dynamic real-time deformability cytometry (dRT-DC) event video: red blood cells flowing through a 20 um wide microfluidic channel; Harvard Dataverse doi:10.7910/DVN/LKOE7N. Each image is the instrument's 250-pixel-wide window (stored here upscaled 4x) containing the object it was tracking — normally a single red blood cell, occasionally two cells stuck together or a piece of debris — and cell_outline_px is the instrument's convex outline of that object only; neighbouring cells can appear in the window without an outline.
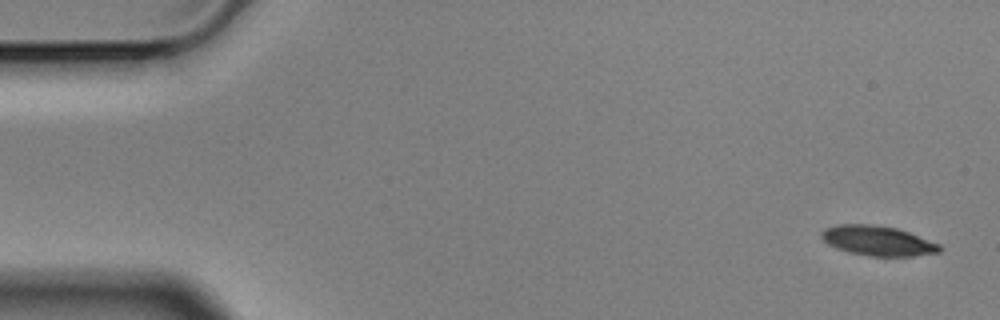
{"species": "Egyptian fruit bat (a non-hibernating species)", "species_latin": "Rousettus aegyptiacus", "temperature_condition": "cold", "stored_images_in_passage": 4, "camera_frame_rate_fps": 3000, "um_per_image_px": 0.085, "animal": {"sex": "male"}, "frame": {"image": 1, "passage_image": 1, "time_ms": 0.0, "image_size_px": [1000, 320], "cell_outline_px": [[944, 248], [940, 252], [912, 256], [868, 256], [848, 252], [836, 248], [828, 244], [820, 236], [820, 232], [824, 228], [840, 224], [872, 224], [896, 228], [908, 232], [940, 244]], "centroid_in_image_um": [74.6, 20.46], "position_along_channel_um": 10.4, "area_um2": 20.63}}
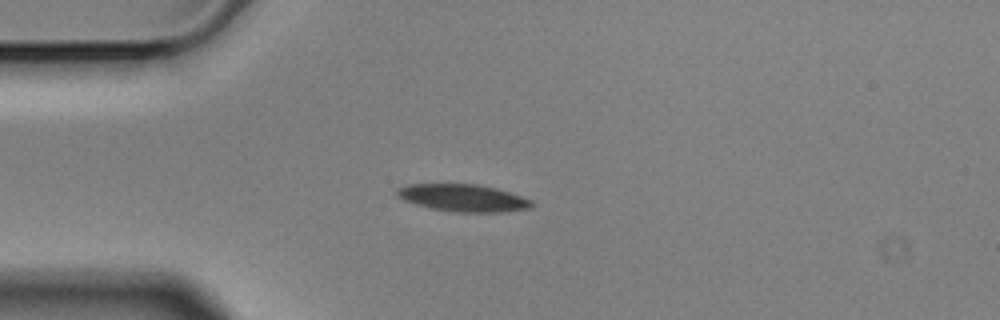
{"frame": {"image": 2, "passage_image": 4, "time_ms": 1.0, "image_size_px": [1000, 320], "cell_outline_px": [[536, 204], [532, 208], [504, 212], [452, 212], [432, 208], [416, 204], [404, 200], [396, 196], [396, 188], [408, 184], [476, 184], [496, 188], [532, 200]], "centroid_in_image_um": [39.37, 16.82], "position_along_channel_um": 45.6, "area_um2": 21.5}}